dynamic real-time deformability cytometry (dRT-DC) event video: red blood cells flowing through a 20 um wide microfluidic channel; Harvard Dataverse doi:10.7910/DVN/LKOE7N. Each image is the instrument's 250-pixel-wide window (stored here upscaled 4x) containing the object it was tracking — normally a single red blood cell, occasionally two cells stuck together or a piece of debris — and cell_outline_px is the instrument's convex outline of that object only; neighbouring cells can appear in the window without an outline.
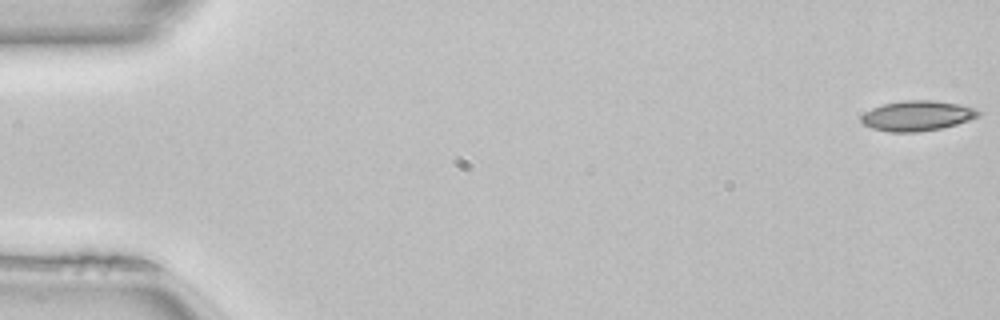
{"species": "common noctule bat (a hibernating species)", "species_latin": "Nyctalus noctula", "temperature_condition": "room temperature", "stored_images_in_passage": 51, "camera_frame_rate_fps": 3000, "um_per_image_px": 0.085, "animal": {"sex": "female", "body_mass_g": 22.7, "forearm_length_mm": 54.2}, "frame": {"image": 1, "passage_image": 1, "time_ms": 0.0, "image_size_px": [1000, 320], "cell_outline_px": [[980, 116], [956, 124], [940, 128], [916, 132], [888, 132], [872, 128], [864, 124], [860, 120], [860, 116], [864, 112], [872, 108], [884, 104], [904, 100], [932, 100], [956, 104], [976, 108], [980, 112]], "centroid_in_image_um": [77.93, 9.84], "position_along_channel_um": 7.1, "area_um2": 20.46}}
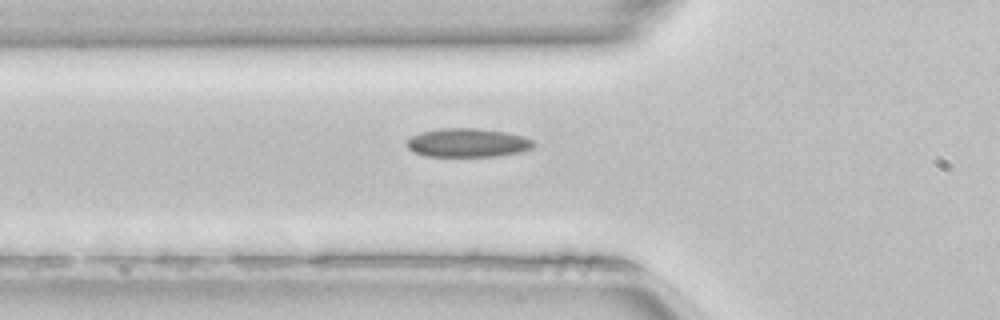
{"frame": {"image": 2, "passage_image": 18, "time_ms": 5.667, "image_size_px": [1000, 320], "cell_outline_px": [[536, 144], [532, 148], [520, 152], [496, 156], [424, 156], [412, 152], [408, 148], [408, 140], [412, 136], [420, 132], [440, 128], [476, 128], [504, 132], [520, 136], [532, 140]], "centroid_in_image_um": [39.72, 12.14], "position_along_channel_um": 86.1, "area_um2": 21.1}}
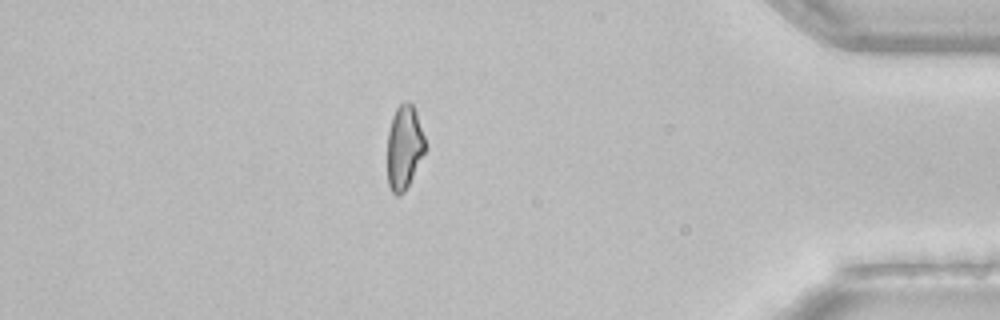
{"frame": {"image": 3, "passage_image": 44, "time_ms": 14.333, "image_size_px": [1000, 320], "cell_outline_px": [[428, 148], [404, 192], [396, 196], [392, 192], [388, 184], [388, 132], [392, 116], [396, 108], [404, 100], [408, 100], [412, 104], [416, 112]], "centroid_in_image_um": [34.38, 12.5], "position_along_channel_um": 400.8, "area_um2": 18.67}}